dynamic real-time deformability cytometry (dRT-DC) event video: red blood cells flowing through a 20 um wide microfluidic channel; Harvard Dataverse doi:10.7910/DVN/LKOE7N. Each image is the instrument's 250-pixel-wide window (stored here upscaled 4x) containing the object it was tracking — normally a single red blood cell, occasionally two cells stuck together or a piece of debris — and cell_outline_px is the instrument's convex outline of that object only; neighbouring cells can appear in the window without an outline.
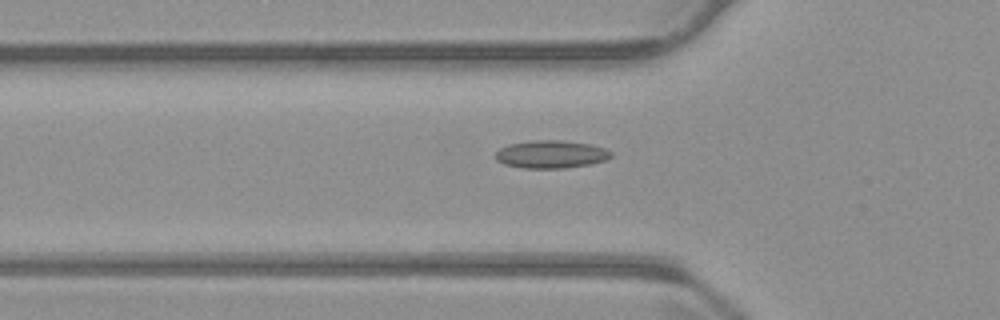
{"species": "common noctule bat (a hibernating species)", "species_latin": "Nyctalus noctula", "temperature_condition": "warm", "stored_images_in_passage": 47, "camera_frame_rate_fps": 3000, "um_per_image_px": 0.085, "animal": {"sex": "male", "body_mass_g": 23.1, "forearm_length_mm": 52.7}, "frame": {"image": 1, "passage_image": 11, "time_ms": 3.333, "image_size_px": [1000, 320], "cell_outline_px": [[612, 156], [604, 160], [592, 164], [564, 168], [520, 168], [504, 164], [496, 160], [496, 152], [500, 148], [508, 144], [532, 140], [560, 140], [592, 144], [604, 148], [612, 152]], "centroid_in_image_um": [46.83, 13.11], "position_along_channel_um": 79.0, "area_um2": 18.84}}
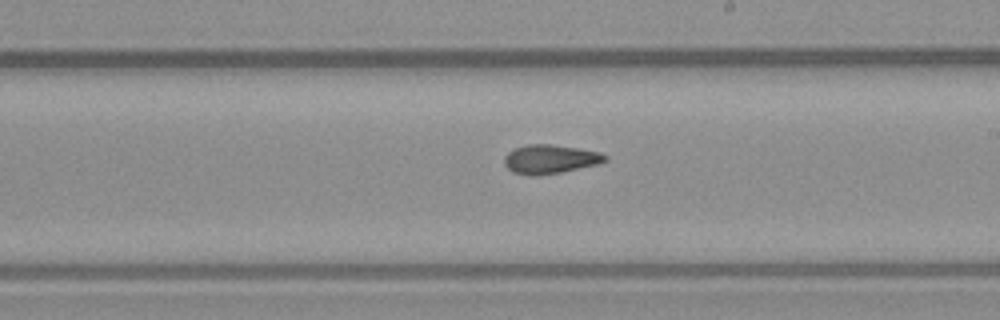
{"frame": {"image": 2, "passage_image": 24, "time_ms": 7.667, "image_size_px": [1000, 320], "cell_outline_px": [[608, 160], [600, 164], [560, 172], [536, 176], [532, 176], [512, 172], [504, 164], [504, 156], [508, 152], [516, 148], [528, 144], [548, 144], [576, 148], [600, 152], [608, 156]], "centroid_in_image_um": [46.77, 13.53], "position_along_channel_um": 242.2, "area_um2": 16.99}}
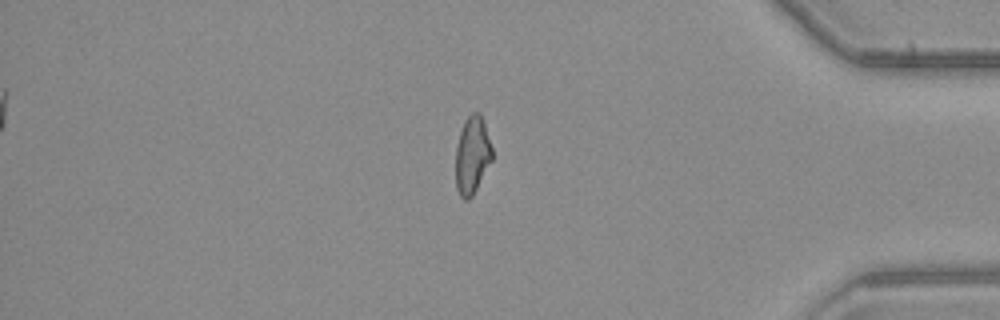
{"frame": {"image": 3, "passage_image": 39, "time_ms": 12.667, "image_size_px": [1000, 320], "cell_outline_px": [[492, 160], [472, 196], [468, 200], [464, 200], [460, 196], [456, 188], [456, 144], [464, 120], [472, 112], [480, 112], [492, 148]], "centroid_in_image_um": [40.12, 13.19], "position_along_channel_um": 395.1, "area_um2": 16.42}, "authors_computed_cell_mechanics": {"area_um2": 16.8198, "velocity_mm_per_s": 3.7402, "shape_relaxation_time_tau1_ms": null, "shape_relaxation_time_tau2_ms": 4.9031, "deformation_change_tau1": null, "deformation_change_tau2": 0.1126}}